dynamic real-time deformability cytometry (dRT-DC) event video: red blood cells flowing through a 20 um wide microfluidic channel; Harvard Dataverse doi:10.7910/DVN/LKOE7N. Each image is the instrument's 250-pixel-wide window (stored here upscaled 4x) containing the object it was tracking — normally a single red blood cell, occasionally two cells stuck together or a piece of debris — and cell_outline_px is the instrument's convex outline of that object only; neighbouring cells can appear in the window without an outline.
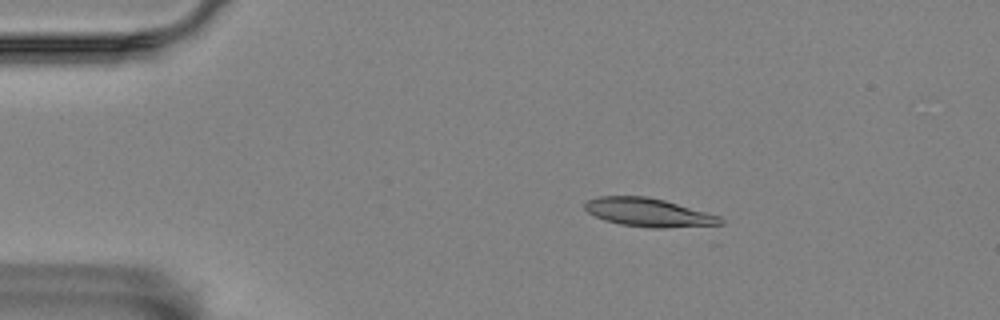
{"species": "Egyptian fruit bat (a non-hibernating species)", "species_latin": "Rousettus aegyptiacus", "temperature_condition": "room temperature", "stored_images_in_passage": 19, "camera_frame_rate_fps": 3000, "um_per_image_px": 0.085, "animal": {"sex": "female"}, "frame": {"image": 1, "passage_image": 9, "time_ms": 2.667, "image_size_px": [1000, 320], "cell_outline_px": [[724, 224], [716, 228], [652, 228], [620, 224], [604, 220], [588, 212], [584, 208], [584, 204], [588, 200], [600, 196], [648, 196], [664, 200], [720, 216], [724, 220]], "centroid_in_image_um": [55.27, 18.1], "position_along_channel_um": 29.7, "area_um2": 23.12}}
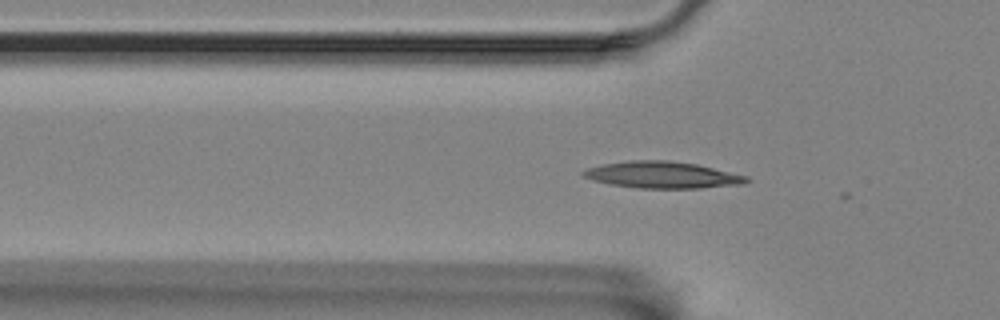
{"frame": {"image": 2, "passage_image": 17, "time_ms": 5.333, "image_size_px": [1000, 320], "cell_outline_px": [[748, 180], [744, 184], [700, 188], [636, 188], [612, 184], [592, 180], [584, 176], [580, 172], [588, 168], [600, 164], [632, 160], [668, 160], [696, 164], [748, 176]], "centroid_in_image_um": [56.28, 14.86], "position_along_channel_um": 69.5, "area_um2": 25.26}}